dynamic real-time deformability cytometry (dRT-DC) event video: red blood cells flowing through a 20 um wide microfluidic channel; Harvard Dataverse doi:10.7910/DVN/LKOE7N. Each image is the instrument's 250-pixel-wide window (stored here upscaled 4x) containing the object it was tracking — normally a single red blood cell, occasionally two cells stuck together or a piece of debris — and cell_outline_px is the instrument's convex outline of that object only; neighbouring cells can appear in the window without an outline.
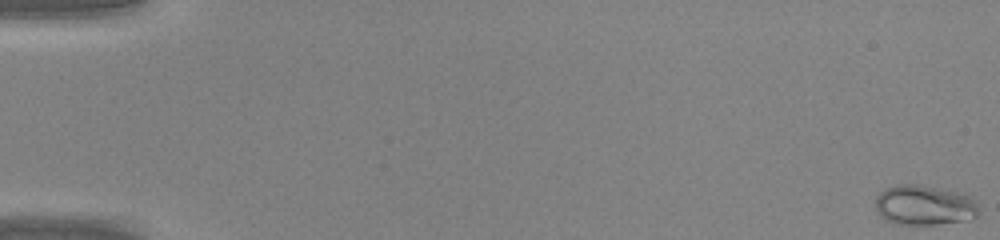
{"species": "common noctule bat (a hibernating species)", "species_latin": "Nyctalus noctula", "temperature_condition": "warm", "stored_images_in_passage": 47, "camera_frame_rate_fps": 3000, "um_per_image_px": 0.085, "animal": {"sex": "male", "body_mass_g": 20.0, "forearm_length_mm": 53.3}, "frame": {"image": 1, "passage_image": 1, "time_ms": 0.0, "image_size_px": [1000, 240], "cell_outline_px": [[980, 212], [972, 220], [936, 224], [900, 224], [888, 220], [880, 216], [876, 208], [876, 196], [884, 188], [900, 184], [920, 184], [964, 192], [976, 200], [980, 204]], "centroid_in_image_um": [78.65, 17.42], "position_along_channel_um": 6.3, "area_um2": 24.68}}
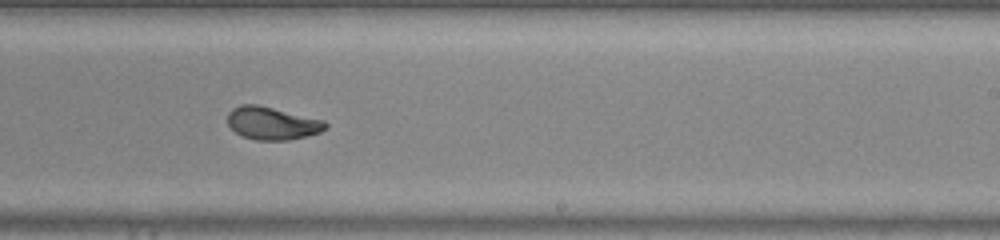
{"frame": {"image": 2, "passage_image": 30, "time_ms": 9.667, "image_size_px": [1000, 240], "cell_outline_px": [[328, 128], [320, 132], [288, 140], [256, 140], [244, 136], [236, 132], [228, 124], [228, 112], [232, 108], [240, 104], [256, 104], [324, 120], [328, 124]], "centroid_in_image_um": [23.13, 10.47], "position_along_channel_um": 265.9, "area_um2": 18.55}}
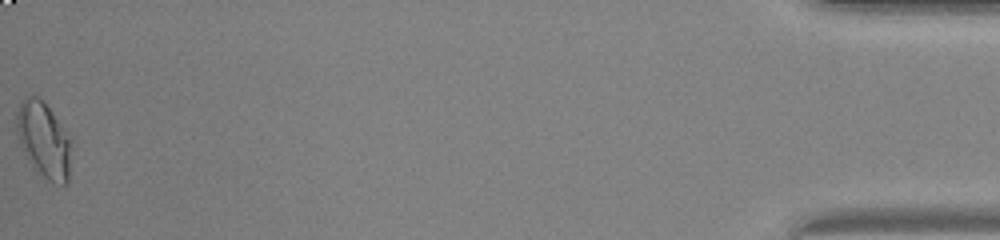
{"frame": {"image": 3, "passage_image": 47, "time_ms": 15.333, "image_size_px": [1000, 240], "cell_outline_px": [[68, 184], [52, 184], [40, 176], [32, 168], [20, 144], [16, 132], [16, 112], [20, 100], [24, 96], [36, 96], [44, 100], [52, 112], [64, 132], [68, 140]], "centroid_in_image_um": [3.63, 11.89], "position_along_channel_um": 431.6, "area_um2": 23.81}}